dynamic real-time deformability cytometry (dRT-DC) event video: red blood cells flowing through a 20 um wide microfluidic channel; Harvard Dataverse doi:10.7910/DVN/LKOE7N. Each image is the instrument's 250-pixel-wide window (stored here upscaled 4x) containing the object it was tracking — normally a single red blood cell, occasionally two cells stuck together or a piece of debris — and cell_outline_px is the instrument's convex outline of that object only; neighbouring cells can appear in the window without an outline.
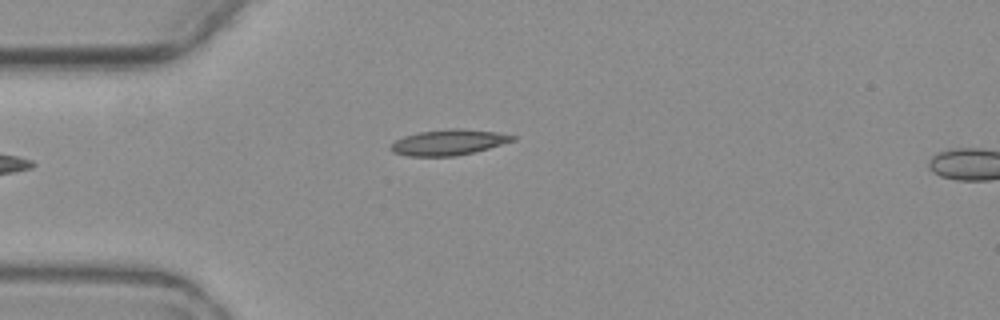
{"species": "common noctule bat (a hibernating species)", "species_latin": "Nyctalus noctula", "temperature_condition": "warm", "stored_images_in_passage": 2, "camera_frame_rate_fps": 3000, "um_per_image_px": 0.085, "animal": {"sex": "female", "body_mass_g": 19.3, "forearm_length_mm": 54.1}, "frame": {"image": 1, "passage_image": 2, "time_ms": 1.333, "image_size_px": [1000, 320], "cell_outline_px": [[516, 140], [488, 148], [472, 152], [452, 156], [408, 156], [392, 152], [388, 148], [396, 140], [404, 136], [416, 132], [452, 128], [460, 128], [496, 132], [516, 136]], "centroid_in_image_um": [38.1, 12.09], "position_along_channel_um": 46.9, "area_um2": 18.15}}